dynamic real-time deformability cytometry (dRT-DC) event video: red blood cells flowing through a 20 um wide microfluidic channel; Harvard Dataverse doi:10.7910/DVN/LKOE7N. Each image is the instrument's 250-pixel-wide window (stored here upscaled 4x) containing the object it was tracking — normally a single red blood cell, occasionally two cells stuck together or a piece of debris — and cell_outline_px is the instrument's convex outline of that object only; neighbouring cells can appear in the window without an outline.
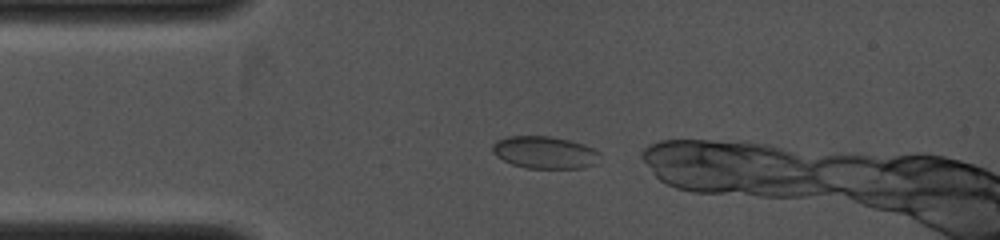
{"species": "common noctule bat (a hibernating species)", "species_latin": "Nyctalus noctula", "temperature_condition": "cold", "stored_images_in_passage": 3, "camera_frame_rate_fps": 4000, "um_per_image_px": 0.085, "animal": {"sex": "female", "body_mass_g": 19.0, "forearm_length_mm": 53.3}, "frame": {"image": 1, "passage_image": 1, "time_ms": 0.0, "image_size_px": [1000, 240], "cell_outline_px": [[600, 152], [596, 164], [584, 168], [528, 168], [512, 164], [496, 156], [492, 152], [492, 144], [496, 140], [508, 136], [552, 136], [584, 144]], "centroid_in_image_um": [46.29, 12.95], "position_along_channel_um": 38.7, "area_um2": 20.29}}